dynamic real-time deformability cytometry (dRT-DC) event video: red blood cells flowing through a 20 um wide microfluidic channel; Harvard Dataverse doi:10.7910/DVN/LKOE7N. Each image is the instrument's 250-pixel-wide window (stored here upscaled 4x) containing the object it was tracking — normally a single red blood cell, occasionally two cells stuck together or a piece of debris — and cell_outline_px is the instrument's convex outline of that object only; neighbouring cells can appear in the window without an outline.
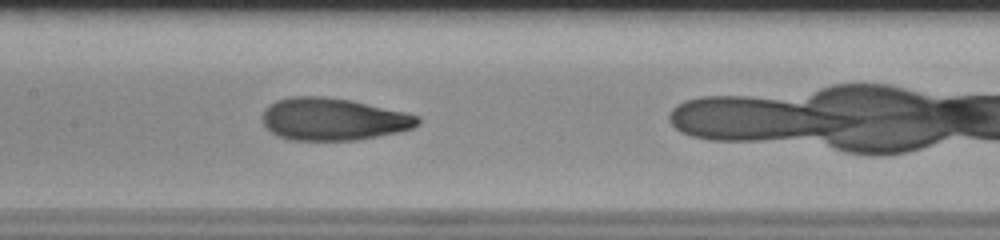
{"species": "human", "species_latin": "Homo sapiens", "temperature_condition": "room temperature", "stored_images_in_passage": 27, "camera_frame_rate_fps": 3000, "um_per_image_px": 0.085, "donor": {"sex": "male"}, "frame": {"image": 1, "passage_image": 9, "time_ms": 2.667, "image_size_px": [1000, 240], "cell_outline_px": [[420, 124], [412, 128], [400, 132], [356, 140], [292, 140], [276, 136], [264, 124], [260, 116], [264, 108], [268, 104], [276, 100], [292, 96], [324, 96], [352, 100], [404, 112], [420, 116]], "centroid_in_image_um": [28.29, 10.12], "position_along_channel_um": 179.1, "area_um2": 38.67}}
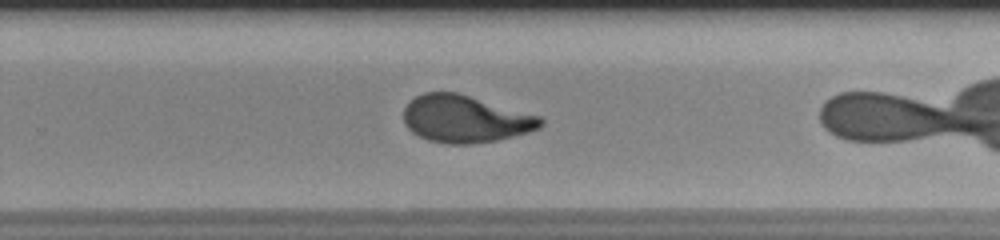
{"frame": {"image": 2, "passage_image": 18, "time_ms": 5.667, "image_size_px": [1000, 240], "cell_outline_px": [[544, 124], [540, 128], [528, 132], [496, 140], [472, 144], [448, 144], [428, 140], [412, 132], [404, 124], [404, 108], [416, 96], [424, 92], [456, 92], [540, 116], [544, 120]], "centroid_in_image_um": [39.54, 10.11], "position_along_channel_um": 290.3, "area_um2": 37.51}}
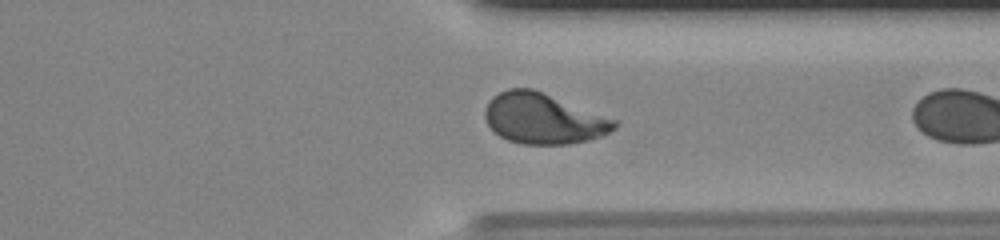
{"frame": {"image": 3, "passage_image": 24, "time_ms": 7.667, "image_size_px": [1000, 240], "cell_outline_px": [[620, 124], [616, 128], [600, 136], [588, 140], [568, 144], [524, 144], [508, 140], [500, 136], [488, 124], [484, 116], [484, 108], [488, 100], [492, 96], [508, 88], [532, 88], [620, 120]], "centroid_in_image_um": [46.21, 10.06], "position_along_channel_um": 365.2, "area_um2": 38.44}}